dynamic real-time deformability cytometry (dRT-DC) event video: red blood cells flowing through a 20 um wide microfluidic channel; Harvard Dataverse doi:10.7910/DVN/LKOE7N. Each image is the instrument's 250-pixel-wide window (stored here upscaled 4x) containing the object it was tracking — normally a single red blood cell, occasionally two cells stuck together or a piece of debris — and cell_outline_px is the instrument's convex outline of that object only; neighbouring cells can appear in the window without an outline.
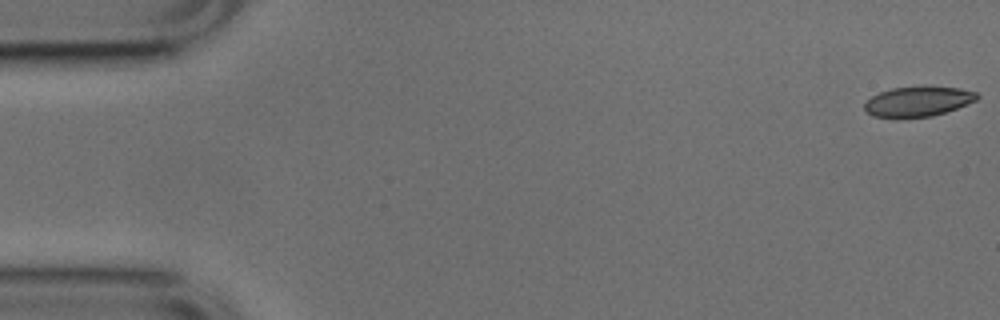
{"species": "common noctule bat (a hibernating species)", "species_latin": "Nyctalus noctula", "temperature_condition": "cold", "stored_images_in_passage": 9, "camera_frame_rate_fps": 3000, "um_per_image_px": 0.085, "animal": {"sex": "male", "body_mass_g": 17.9, "forearm_length_mm": 54.2}, "frame": {"image": 1, "passage_image": 1, "time_ms": 0.0, "image_size_px": [1000, 320], "cell_outline_px": [[980, 96], [976, 100], [956, 108], [932, 116], [900, 120], [896, 120], [872, 116], [864, 108], [864, 104], [872, 96], [880, 92], [892, 88], [924, 84], [960, 88], [976, 92]], "centroid_in_image_um": [78.0, 8.62], "position_along_channel_um": 7.0, "area_um2": 20.58}}